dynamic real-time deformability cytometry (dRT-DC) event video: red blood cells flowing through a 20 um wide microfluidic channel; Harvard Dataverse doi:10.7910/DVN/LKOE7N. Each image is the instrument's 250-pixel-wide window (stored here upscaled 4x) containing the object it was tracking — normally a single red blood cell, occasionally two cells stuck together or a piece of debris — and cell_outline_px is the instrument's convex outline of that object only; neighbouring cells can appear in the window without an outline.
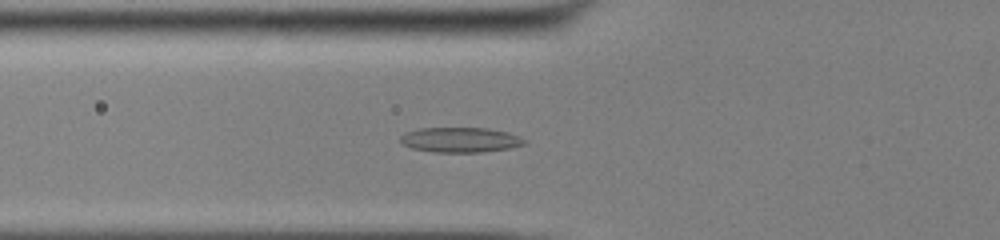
{"species": "common noctule bat (a hibernating species)", "species_latin": "Nyctalus noctula", "temperature_condition": "cold", "stored_images_in_passage": 38, "camera_frame_rate_fps": 3000, "um_per_image_px": 0.085, "animal": {"sex": "male", "body_mass_g": 13.0, "forearm_length_mm": 53.1}, "frame": {"image": 1, "passage_image": 5, "time_ms": 1.333, "image_size_px": [1000, 240], "cell_outline_px": [[528, 144], [508, 148], [484, 152], [432, 152], [412, 148], [404, 144], [400, 140], [400, 136], [404, 132], [420, 128], [488, 128], [508, 132], [528, 140]], "centroid_in_image_um": [39.15, 11.88], "position_along_channel_um": 86.6, "area_um2": 18.21}}
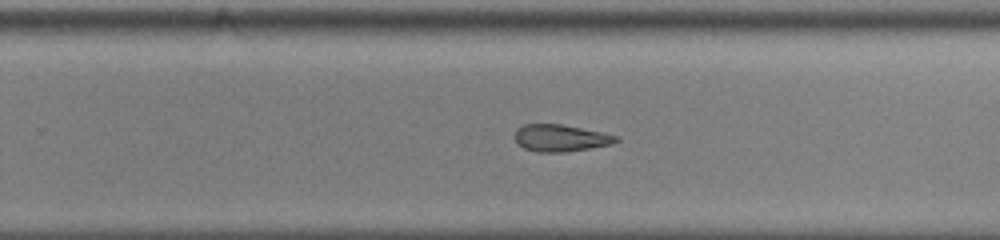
{"frame": {"image": 2, "passage_image": 20, "time_ms": 6.333, "image_size_px": [1000, 240], "cell_outline_px": [[620, 140], [612, 144], [564, 152], [536, 152], [524, 148], [516, 144], [512, 136], [516, 128], [524, 124], [560, 124], [604, 132], [620, 136]], "centroid_in_image_um": [47.61, 11.72], "position_along_channel_um": 282.2, "area_um2": 16.24}}
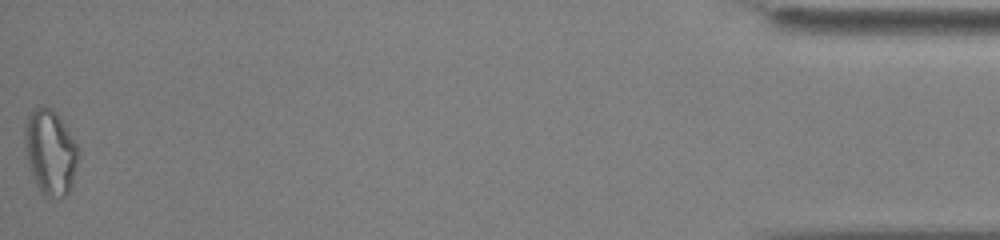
{"frame": {"image": 3, "passage_image": 38, "time_ms": 12.333, "image_size_px": [1000, 240], "cell_outline_px": [[80, 152], [72, 188], [64, 196], [44, 196], [40, 192], [32, 176], [28, 164], [24, 144], [24, 120], [36, 108], [52, 108], [56, 112], [76, 144]], "centroid_in_image_um": [4.27, 12.96], "position_along_channel_um": 430.9, "area_um2": 26.53}, "authors_computed_cell_mechanics": {"area_um2": 17.1377, "velocity_mm_per_s": 3.9044, "shape_relaxation_time_tau1_ms": 4.3021, "shape_relaxation_time_tau2_ms": 8.5586, "deformation_change_tau1": 0.1221, "deformation_change_tau2": 0.2008}}